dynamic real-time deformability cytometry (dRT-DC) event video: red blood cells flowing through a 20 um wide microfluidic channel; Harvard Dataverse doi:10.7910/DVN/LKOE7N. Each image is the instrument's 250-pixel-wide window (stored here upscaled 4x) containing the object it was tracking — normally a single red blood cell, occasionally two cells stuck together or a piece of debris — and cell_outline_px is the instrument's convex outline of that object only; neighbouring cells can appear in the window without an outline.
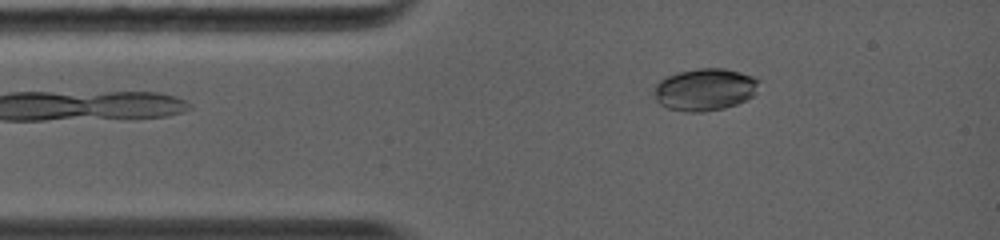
{"species": "common noctule bat (a hibernating species)", "species_latin": "Nyctalus noctula", "temperature_condition": "warm", "stored_images_in_passage": 49, "camera_frame_rate_fps": 5000, "um_per_image_px": 0.085, "animal": {"sex": "female", "body_mass_g": 19.0, "forearm_length_mm": 56.7}, "frame": {"image": 1, "passage_image": 6, "time_ms": 1.0, "image_size_px": [1000, 240], "cell_outline_px": [[760, 80], [756, 92], [752, 96], [736, 104], [724, 108], [704, 112], [684, 112], [668, 108], [660, 104], [656, 100], [656, 84], [664, 76], [696, 68], [724, 68], [740, 72], [752, 76]], "centroid_in_image_um": [59.92, 7.6], "position_along_channel_um": 25.1, "area_um2": 25.78}}
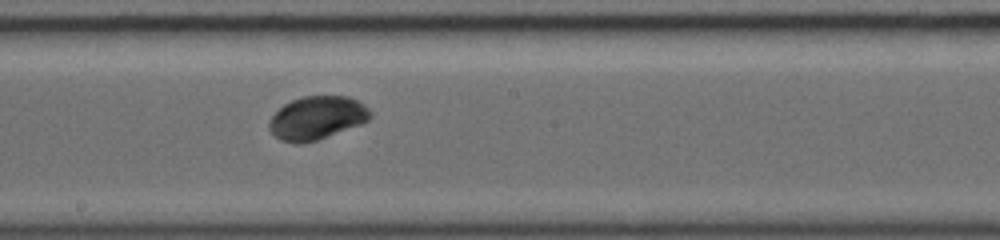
{"frame": {"image": 2, "passage_image": 27, "time_ms": 6.0, "image_size_px": [1000, 240], "cell_outline_px": [[372, 116], [368, 120], [360, 124], [316, 140], [300, 144], [296, 144], [280, 140], [268, 128], [268, 120], [284, 104], [292, 100], [304, 96], [348, 96], [364, 104], [372, 112]], "centroid_in_image_um": [26.92, 10.02], "position_along_channel_um": 221.3, "area_um2": 25.37}}
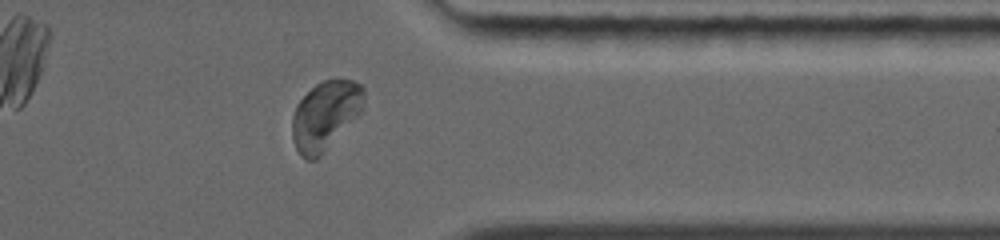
{"frame": {"image": 3, "passage_image": 46, "time_ms": 9.8, "image_size_px": [1000, 240], "cell_outline_px": [[364, 108], [320, 156], [316, 160], [308, 160], [300, 156], [292, 140], [292, 116], [296, 104], [316, 84], [324, 80], [352, 80], [360, 84], [364, 88]], "centroid_in_image_um": [27.63, 9.81], "position_along_channel_um": 383.8, "area_um2": 28.55}, "authors_computed_cell_mechanics": {"area_um2": 25.6632, "velocity_mm_per_s": 4.3915, "shape_relaxation_time_tau1_ms": 2.5938, "shape_relaxation_time_tau2_ms": null, "deformation_change_tau1": 0.0763, "deformation_change_tau2": null}}